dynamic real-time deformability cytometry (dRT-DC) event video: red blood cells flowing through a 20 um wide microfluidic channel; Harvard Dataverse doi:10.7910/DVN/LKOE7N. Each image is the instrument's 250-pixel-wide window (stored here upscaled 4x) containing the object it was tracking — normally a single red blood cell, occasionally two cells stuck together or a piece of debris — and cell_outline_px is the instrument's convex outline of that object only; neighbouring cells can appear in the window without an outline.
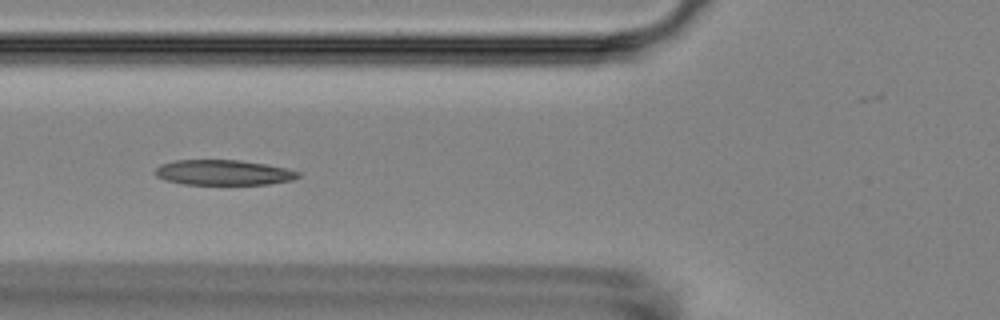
{"species": "Egyptian fruit bat (a non-hibernating species)", "species_latin": "Rousettus aegyptiacus", "temperature_condition": "room temperature", "stored_images_in_passage": 6, "camera_frame_rate_fps": 3000, "um_per_image_px": 0.085, "animal": {"sex": "female"}, "frame": {"image": 1, "passage_image": 4, "time_ms": 3.333, "image_size_px": [1000, 320], "cell_outline_px": [[300, 176], [292, 180], [268, 184], [184, 184], [164, 180], [156, 176], [156, 168], [160, 164], [176, 160], [240, 160], [268, 164], [300, 172]], "centroid_in_image_um": [18.99, 14.66], "position_along_channel_um": 106.8, "area_um2": 20.98}}